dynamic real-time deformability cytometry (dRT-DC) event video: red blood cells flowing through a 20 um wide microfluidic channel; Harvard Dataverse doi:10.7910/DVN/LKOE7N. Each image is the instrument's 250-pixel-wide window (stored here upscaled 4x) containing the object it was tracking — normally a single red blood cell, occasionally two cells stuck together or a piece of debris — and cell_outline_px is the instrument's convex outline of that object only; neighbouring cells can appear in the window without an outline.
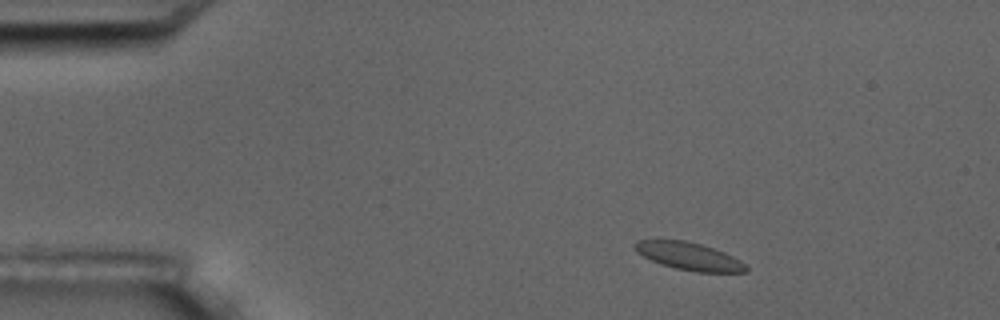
{"species": "common noctule bat (a hibernating species)", "species_latin": "Nyctalus noctula", "temperature_condition": "room temperature", "stored_images_in_passage": 4, "camera_frame_rate_fps": 3000, "um_per_image_px": 0.085, "animal": {"sex": "male", "body_mass_g": 17.5, "forearm_length_mm": 52.3}, "frame": {"image": 1, "passage_image": 2, "time_ms": 1.333, "image_size_px": [1000, 320], "cell_outline_px": [[748, 272], [696, 272], [676, 268], [660, 264], [636, 252], [632, 244], [636, 240], [684, 240], [700, 244], [724, 252], [740, 260], [748, 268]], "centroid_in_image_um": [58.54, 21.78], "position_along_channel_um": 26.5, "area_um2": 17.8}}